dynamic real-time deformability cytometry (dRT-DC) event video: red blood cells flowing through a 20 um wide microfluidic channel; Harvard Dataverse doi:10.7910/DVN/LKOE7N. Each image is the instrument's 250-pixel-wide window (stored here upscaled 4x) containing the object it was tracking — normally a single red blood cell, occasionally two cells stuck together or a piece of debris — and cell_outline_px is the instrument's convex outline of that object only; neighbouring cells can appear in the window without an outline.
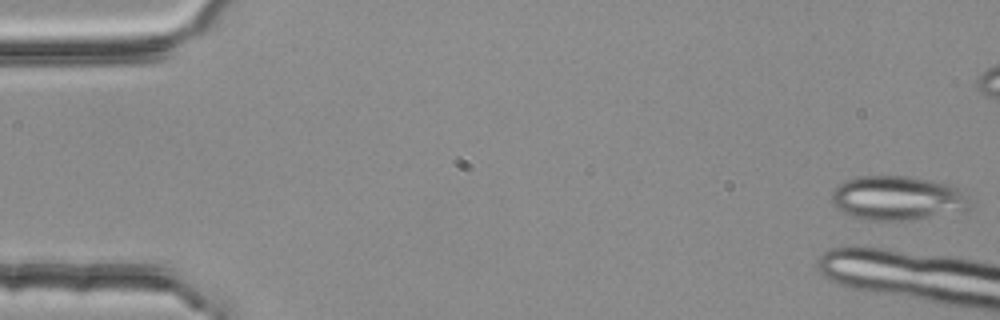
{"species": "common noctule bat (a hibernating species)", "species_latin": "Nyctalus noctula", "temperature_condition": "room temperature", "stored_images_in_passage": 4, "camera_frame_rate_fps": 3000, "um_per_image_px": 0.085, "animal": {"sex": "female", "body_mass_g": 25.1}, "frame": {"image": 1, "passage_image": 1, "time_ms": 0.0, "image_size_px": [1000, 320], "cell_outline_px": [[972, 208], [964, 212], [900, 220], [868, 220], [856, 216], [840, 208], [832, 200], [832, 192], [840, 184], [848, 180], [860, 176], [908, 176], [948, 184], [960, 188]], "centroid_in_image_um": [76.36, 16.83], "position_along_channel_um": 8.6, "area_um2": 34.91}}